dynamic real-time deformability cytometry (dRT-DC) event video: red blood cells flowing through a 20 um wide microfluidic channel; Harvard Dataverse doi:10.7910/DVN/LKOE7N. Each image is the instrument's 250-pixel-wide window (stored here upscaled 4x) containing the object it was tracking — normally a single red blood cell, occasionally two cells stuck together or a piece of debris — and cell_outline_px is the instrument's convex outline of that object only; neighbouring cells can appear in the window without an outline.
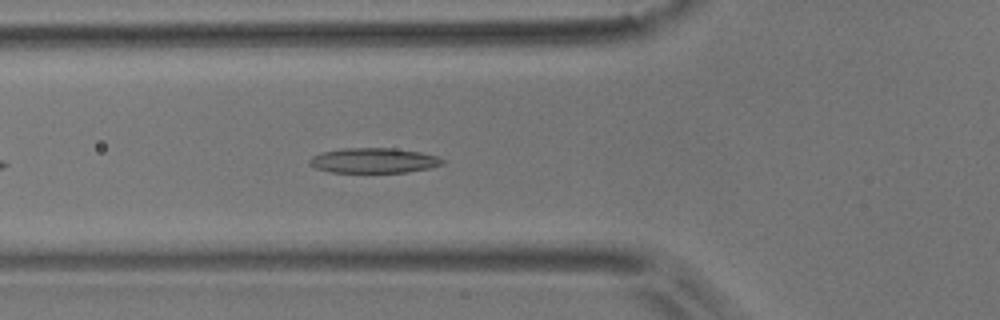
{"species": "common noctule bat (a hibernating species)", "species_latin": "Nyctalus noctula", "temperature_condition": "room temperature", "stored_images_in_passage": 4, "camera_frame_rate_fps": 3000, "um_per_image_px": 0.085, "animal": {"sex": "male", "body_mass_g": 17.9}, "frame": {"image": 1, "passage_image": 4, "time_ms": 1.0, "image_size_px": [1000, 320], "cell_outline_px": [[444, 164], [428, 168], [408, 172], [332, 172], [316, 168], [308, 164], [308, 160], [312, 156], [320, 152], [340, 148], [392, 148], [420, 152], [436, 156], [444, 160]], "centroid_in_image_um": [31.72, 13.63], "position_along_channel_um": 94.1, "area_um2": 19.42}}